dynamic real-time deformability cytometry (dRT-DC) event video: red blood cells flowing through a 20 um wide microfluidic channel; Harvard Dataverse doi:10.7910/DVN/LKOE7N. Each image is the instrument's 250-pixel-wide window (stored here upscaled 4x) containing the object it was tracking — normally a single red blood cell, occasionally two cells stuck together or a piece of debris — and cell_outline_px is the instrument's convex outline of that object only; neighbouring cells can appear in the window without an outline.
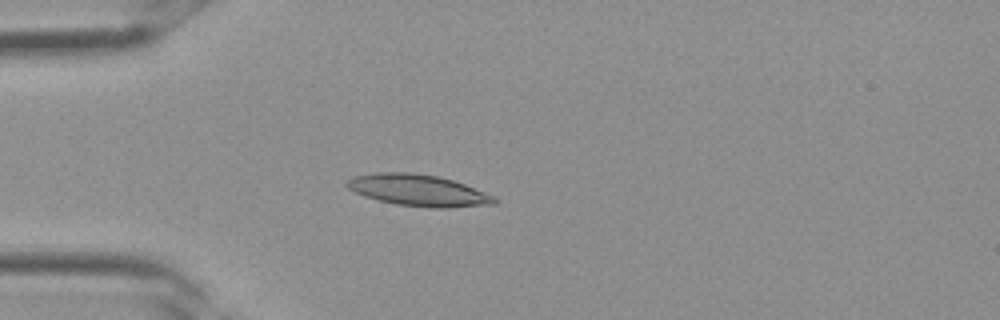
{"species": "Egyptian fruit bat (a non-hibernating species)", "species_latin": "Rousettus aegyptiacus", "temperature_condition": "room temperature", "stored_images_in_passage": 31, "camera_frame_rate_fps": 3000, "um_per_image_px": 0.085, "frame": {"image": 1, "passage_image": 6, "time_ms": 1.667, "image_size_px": [1000, 320], "cell_outline_px": [[500, 200], [496, 204], [452, 208], [428, 208], [396, 204], [364, 196], [348, 188], [344, 184], [348, 180], [356, 176], [380, 172], [412, 172], [436, 176], [452, 180], [464, 184], [496, 196]], "centroid_in_image_um": [35.62, 16.19], "position_along_channel_um": 49.4, "area_um2": 27.17}}
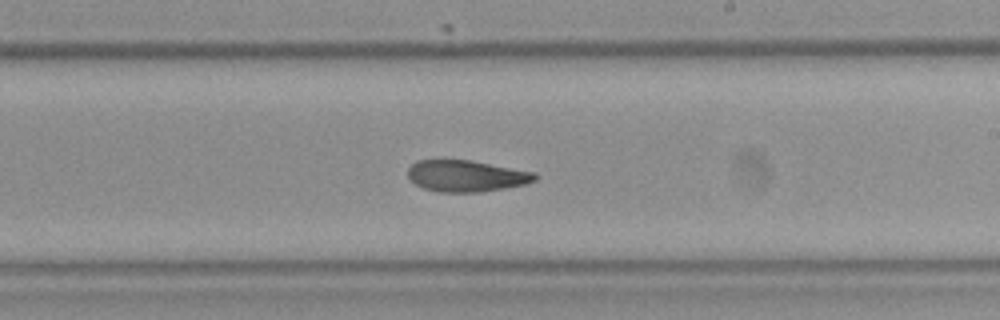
{"frame": {"image": 2, "passage_image": 17, "time_ms": 5.333, "image_size_px": [1000, 320], "cell_outline_px": [[536, 180], [524, 184], [504, 188], [480, 192], [440, 192], [424, 188], [408, 180], [408, 168], [416, 160], [468, 160], [536, 172]], "centroid_in_image_um": [39.6, 14.95], "position_along_channel_um": 249.4, "area_um2": 23.18}}
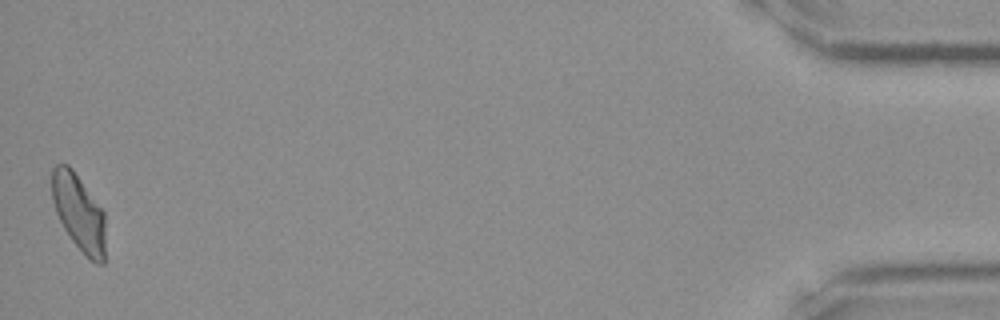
{"frame": {"image": 3, "passage_image": 31, "time_ms": 10.0, "image_size_px": [1000, 320], "cell_outline_px": [[104, 264], [96, 264], [72, 240], [64, 228], [56, 212], [52, 200], [52, 168], [56, 164], [68, 164], [72, 168], [104, 212]], "centroid_in_image_um": [6.68, 18.03], "position_along_channel_um": 428.5, "area_um2": 23.41}}